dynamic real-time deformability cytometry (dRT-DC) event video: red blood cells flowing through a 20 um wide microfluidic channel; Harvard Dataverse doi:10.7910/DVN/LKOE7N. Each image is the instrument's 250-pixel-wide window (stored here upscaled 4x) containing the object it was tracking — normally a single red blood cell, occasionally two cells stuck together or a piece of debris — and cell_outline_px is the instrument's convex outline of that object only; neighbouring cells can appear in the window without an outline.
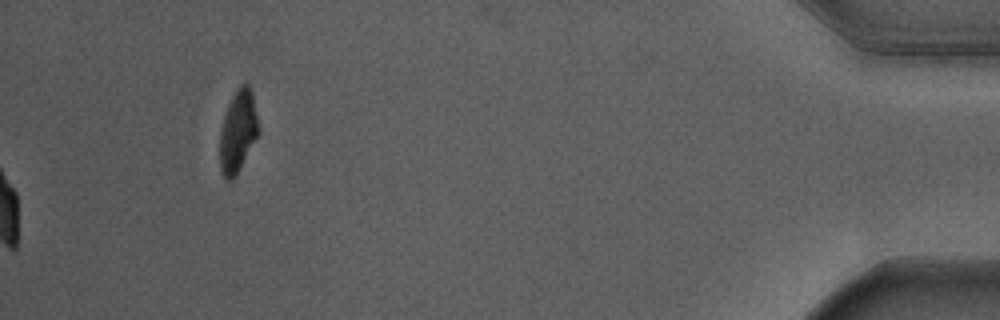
{"species": "Egyptian fruit bat (a non-hibernating species)", "species_latin": "Rousettus aegyptiacus", "temperature_condition": "warm", "stored_images_in_passage": 51, "camera_frame_rate_fps": 3000, "um_per_image_px": 0.085, "animal": {"sex": "male"}, "frame": {"image": 1, "passage_image": 51, "time_ms": 16.667, "image_size_px": [1000, 320], "cell_outline_px": [[260, 132], [240, 168], [232, 180], [228, 180], [224, 176], [220, 168], [220, 132], [224, 116], [228, 104], [236, 88], [240, 84], [248, 84], [252, 92]], "centroid_in_image_um": [20.23, 11.14], "position_along_channel_um": 415.0, "area_um2": 18.38}, "authors_computed_cell_mechanics": {"area_um2": 26.0678, "velocity_mm_per_s": 3.6446, "shape_relaxation_time_tau1_ms": 1.9244, "shape_relaxation_time_tau2_ms": null, "deformation_change_tau1": 0.1536, "deformation_change_tau2": null}}